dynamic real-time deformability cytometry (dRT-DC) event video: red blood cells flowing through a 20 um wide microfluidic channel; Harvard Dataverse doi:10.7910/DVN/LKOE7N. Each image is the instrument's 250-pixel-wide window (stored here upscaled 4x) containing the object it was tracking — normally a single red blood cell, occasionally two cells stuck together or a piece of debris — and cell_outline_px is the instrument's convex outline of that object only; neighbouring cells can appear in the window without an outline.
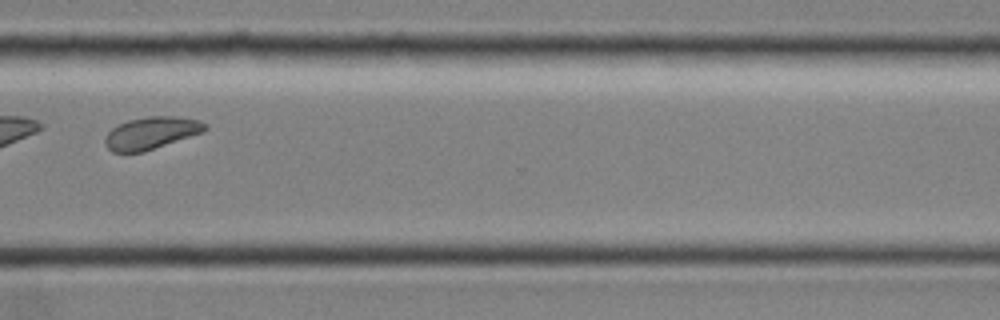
{"species": "common noctule bat (a hibernating species)", "species_latin": "Nyctalus noctula", "temperature_condition": "room temperature", "stored_images_in_passage": 38, "segment_of_instrument_passage": [2, 2], "camera_frame_rate_fps": 3000, "um_per_image_px": 0.085, "animal": {"sex": "female", "body_mass_g": 19.0, "forearm_length_mm": 51.5}, "frame": {"image": 1, "passage_image": 30, "time_ms": 9.667, "image_size_px": [1000, 320], "cell_outline_px": [[208, 128], [204, 132], [144, 152], [112, 152], [104, 144], [104, 136], [112, 128], [128, 120], [148, 116], [180, 116], [200, 120], [208, 124]], "centroid_in_image_um": [12.89, 11.3], "position_along_channel_um": 357.7, "area_um2": 19.07}}